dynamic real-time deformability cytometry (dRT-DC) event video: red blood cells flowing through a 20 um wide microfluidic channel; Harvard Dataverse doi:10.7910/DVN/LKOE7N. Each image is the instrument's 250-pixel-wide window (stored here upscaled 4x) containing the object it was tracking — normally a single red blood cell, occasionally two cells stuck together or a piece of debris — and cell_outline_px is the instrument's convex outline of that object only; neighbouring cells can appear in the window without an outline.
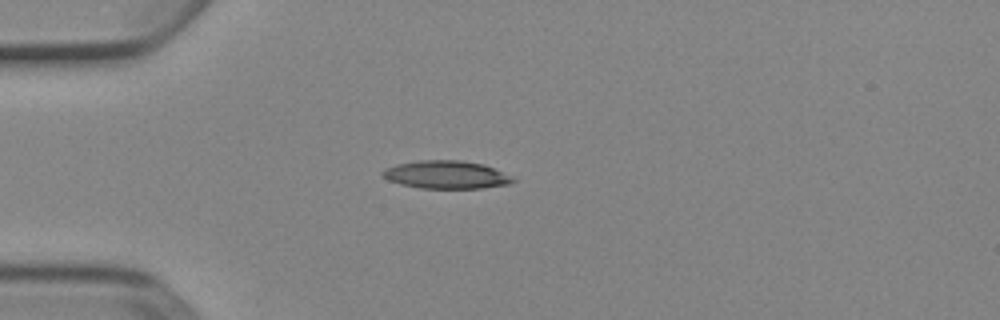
{"species": "Egyptian fruit bat (a non-hibernating species)", "species_latin": "Rousettus aegyptiacus", "temperature_condition": "cold", "stored_images_in_passage": 39, "camera_frame_rate_fps": 3000, "um_per_image_px": 0.085, "animal": {"sex": "female"}, "frame": {"image": 1, "passage_image": 1, "time_ms": 0.0, "image_size_px": [1000, 320], "cell_outline_px": [[516, 180], [508, 184], [480, 188], [420, 188], [400, 184], [388, 180], [380, 172], [384, 168], [396, 164], [420, 160], [460, 160], [484, 164], [512, 176]], "centroid_in_image_um": [37.9, 14.84], "position_along_channel_um": 47.1, "area_um2": 21.21}}
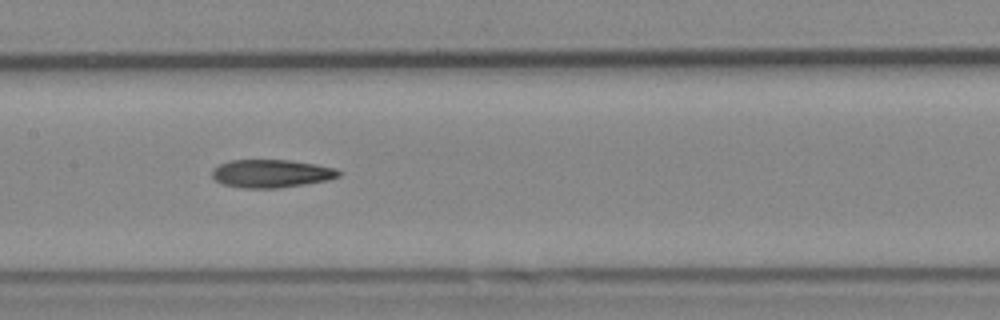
{"frame": {"image": 2, "passage_image": 13, "time_ms": 4.0, "image_size_px": [1000, 320], "cell_outline_px": [[340, 176], [328, 180], [280, 188], [244, 188], [224, 184], [216, 180], [212, 176], [212, 168], [228, 160], [288, 160], [316, 164], [336, 168], [340, 172]], "centroid_in_image_um": [23.06, 14.74], "position_along_channel_um": 184.3, "area_um2": 20.69}}
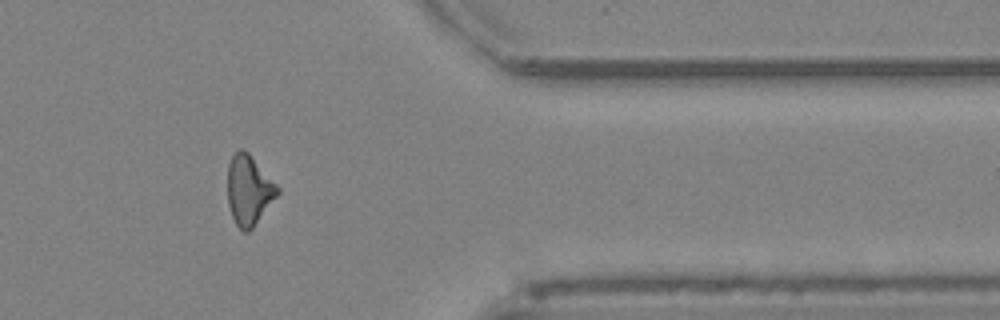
{"frame": {"image": 3, "passage_image": 30, "time_ms": 9.667, "image_size_px": [1000, 320], "cell_outline_px": [[280, 192], [252, 228], [248, 232], [244, 232], [236, 224], [232, 216], [228, 204], [228, 164], [232, 156], [240, 148], [244, 148], [248, 152], [280, 188]], "centroid_in_image_um": [21.15, 16.14], "position_along_channel_um": 390.2, "area_um2": 20.11}, "authors_computed_cell_mechanics": {"area_um2": 20.6924, "velocity_mm_per_s": 3.9147, "shape_relaxation_time_tau1_ms": null, "shape_relaxation_time_tau2_ms": 6.7307, "deformation_change_tau1": null, "deformation_change_tau2": 0.1925}}